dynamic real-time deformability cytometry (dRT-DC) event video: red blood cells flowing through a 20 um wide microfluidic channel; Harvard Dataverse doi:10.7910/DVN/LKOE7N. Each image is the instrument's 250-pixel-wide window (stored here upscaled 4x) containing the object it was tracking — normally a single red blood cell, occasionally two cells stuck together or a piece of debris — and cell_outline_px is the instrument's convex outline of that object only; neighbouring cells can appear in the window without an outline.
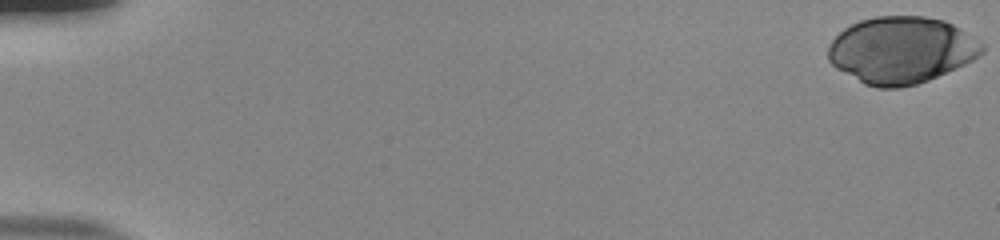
{"species": "human", "species_latin": "Homo sapiens", "temperature_condition": "room temperature", "stored_images_in_passage": 54, "camera_frame_rate_fps": 3000, "um_per_image_px": 0.085, "donor": {"sex": "male"}, "frame": {"image": 1, "passage_image": 1, "time_ms": 0.0, "image_size_px": [1000, 240], "cell_outline_px": [[984, 52], [972, 60], [964, 64], [928, 80], [916, 84], [900, 88], [876, 88], [864, 84], [836, 68], [828, 60], [828, 44], [844, 28], [860, 20], [876, 16], [924, 16], [944, 20], [960, 28], [984, 44]], "centroid_in_image_um": [76.6, 4.26], "position_along_channel_um": 8.4, "area_um2": 59.82}}
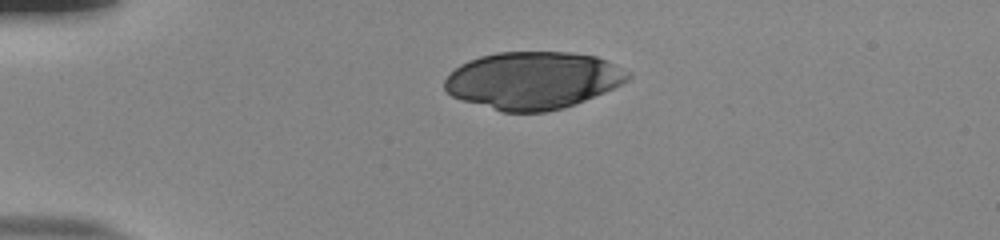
{"frame": {"image": 2, "passage_image": 14, "time_ms": 4.333, "image_size_px": [1000, 240], "cell_outline_px": [[632, 76], [628, 80], [604, 92], [576, 104], [564, 108], [548, 112], [500, 112], [460, 100], [452, 96], [444, 88], [444, 80], [460, 64], [468, 60], [480, 56], [496, 52], [572, 52], [596, 56], [632, 72]], "centroid_in_image_um": [45.3, 6.84], "position_along_channel_um": 39.7, "area_um2": 61.61}}